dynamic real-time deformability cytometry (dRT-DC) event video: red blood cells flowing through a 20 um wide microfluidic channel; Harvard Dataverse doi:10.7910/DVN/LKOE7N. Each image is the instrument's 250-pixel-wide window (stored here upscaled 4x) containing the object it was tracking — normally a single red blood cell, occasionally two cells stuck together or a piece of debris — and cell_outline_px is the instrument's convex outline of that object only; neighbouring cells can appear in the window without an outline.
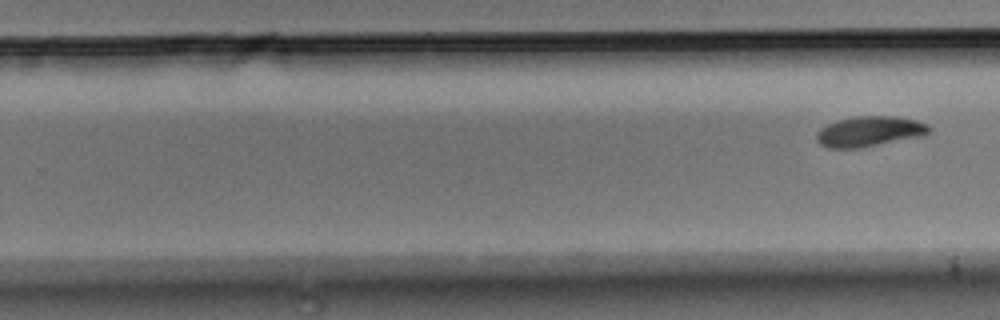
{"species": "Egyptian fruit bat (a non-hibernating species)", "species_latin": "Rousettus aegyptiacus", "temperature_condition": "room temperature", "stored_images_in_passage": 10, "segment_of_instrument_passage": [2, 2], "camera_frame_rate_fps": 3000, "um_per_image_px": 0.085, "animal": {"sex": "male"}, "frame": {"image": 1, "passage_image": 10, "time_ms": 3.0, "image_size_px": [1000, 320], "cell_outline_px": [[932, 128], [924, 136], [860, 148], [828, 148], [820, 144], [816, 140], [816, 132], [820, 128], [836, 120], [856, 116], [896, 116], [916, 120], [928, 124]], "centroid_in_image_um": [73.91, 11.17], "position_along_channel_um": 255.9, "area_um2": 20.11}}